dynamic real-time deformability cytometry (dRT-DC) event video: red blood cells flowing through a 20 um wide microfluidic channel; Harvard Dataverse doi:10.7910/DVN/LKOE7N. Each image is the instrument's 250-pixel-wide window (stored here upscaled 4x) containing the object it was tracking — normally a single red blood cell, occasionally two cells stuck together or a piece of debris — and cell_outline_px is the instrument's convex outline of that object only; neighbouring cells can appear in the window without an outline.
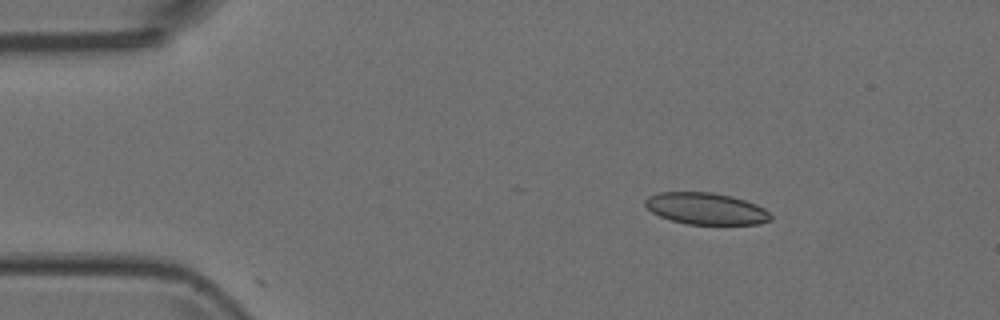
{"species": "Egyptian fruit bat (a non-hibernating species)", "species_latin": "Rousettus aegyptiacus", "temperature_condition": "room temperature", "stored_images_in_passage": 5, "camera_frame_rate_fps": 3000, "um_per_image_px": 0.085, "animal": {"sex": "female"}, "frame": {"image": 1, "passage_image": 2, "time_ms": 0.333, "image_size_px": [1000, 320], "cell_outline_px": [[772, 220], [760, 224], [688, 224], [672, 220], [660, 216], [652, 212], [644, 204], [644, 200], [648, 196], [660, 192], [712, 192], [732, 196], [756, 204], [764, 208], [772, 216]], "centroid_in_image_um": [60.02, 17.73], "position_along_channel_um": 25.0, "area_um2": 23.18}}